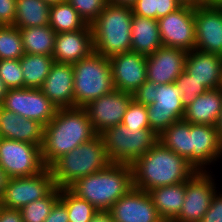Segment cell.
I'll return each instance as SVG.
<instances>
[{
  "instance_id": "1",
  "label": "cell",
  "mask_w": 222,
  "mask_h": 222,
  "mask_svg": "<svg viewBox=\"0 0 222 222\" xmlns=\"http://www.w3.org/2000/svg\"><path fill=\"white\" fill-rule=\"evenodd\" d=\"M97 135L84 108H60L44 126L42 160L48 168L62 155L78 148Z\"/></svg>"
},
{
  "instance_id": "2",
  "label": "cell",
  "mask_w": 222,
  "mask_h": 222,
  "mask_svg": "<svg viewBox=\"0 0 222 222\" xmlns=\"http://www.w3.org/2000/svg\"><path fill=\"white\" fill-rule=\"evenodd\" d=\"M133 187L149 192L186 182L196 170L180 155L157 142L131 164Z\"/></svg>"
},
{
  "instance_id": "3",
  "label": "cell",
  "mask_w": 222,
  "mask_h": 222,
  "mask_svg": "<svg viewBox=\"0 0 222 222\" xmlns=\"http://www.w3.org/2000/svg\"><path fill=\"white\" fill-rule=\"evenodd\" d=\"M133 188L131 165L110 163L99 172L77 179L68 189L97 210L112 205Z\"/></svg>"
},
{
  "instance_id": "4",
  "label": "cell",
  "mask_w": 222,
  "mask_h": 222,
  "mask_svg": "<svg viewBox=\"0 0 222 222\" xmlns=\"http://www.w3.org/2000/svg\"><path fill=\"white\" fill-rule=\"evenodd\" d=\"M130 5L108 3L91 24L94 52L110 58L131 51Z\"/></svg>"
},
{
  "instance_id": "5",
  "label": "cell",
  "mask_w": 222,
  "mask_h": 222,
  "mask_svg": "<svg viewBox=\"0 0 222 222\" xmlns=\"http://www.w3.org/2000/svg\"><path fill=\"white\" fill-rule=\"evenodd\" d=\"M110 164L100 135L62 155L48 168L58 188H68L77 179L99 172Z\"/></svg>"
},
{
  "instance_id": "6",
  "label": "cell",
  "mask_w": 222,
  "mask_h": 222,
  "mask_svg": "<svg viewBox=\"0 0 222 222\" xmlns=\"http://www.w3.org/2000/svg\"><path fill=\"white\" fill-rule=\"evenodd\" d=\"M73 65V107L83 108L89 102L115 90L109 58L93 52Z\"/></svg>"
},
{
  "instance_id": "7",
  "label": "cell",
  "mask_w": 222,
  "mask_h": 222,
  "mask_svg": "<svg viewBox=\"0 0 222 222\" xmlns=\"http://www.w3.org/2000/svg\"><path fill=\"white\" fill-rule=\"evenodd\" d=\"M110 163L131 165L158 141L152 129L137 130L119 124L100 134Z\"/></svg>"
},
{
  "instance_id": "8",
  "label": "cell",
  "mask_w": 222,
  "mask_h": 222,
  "mask_svg": "<svg viewBox=\"0 0 222 222\" xmlns=\"http://www.w3.org/2000/svg\"><path fill=\"white\" fill-rule=\"evenodd\" d=\"M139 97L146 103L150 129L158 135L183 118L182 94L175 82L147 84Z\"/></svg>"
},
{
  "instance_id": "9",
  "label": "cell",
  "mask_w": 222,
  "mask_h": 222,
  "mask_svg": "<svg viewBox=\"0 0 222 222\" xmlns=\"http://www.w3.org/2000/svg\"><path fill=\"white\" fill-rule=\"evenodd\" d=\"M0 168L9 178H18L39 174L47 167L41 145L0 138Z\"/></svg>"
},
{
  "instance_id": "10",
  "label": "cell",
  "mask_w": 222,
  "mask_h": 222,
  "mask_svg": "<svg viewBox=\"0 0 222 222\" xmlns=\"http://www.w3.org/2000/svg\"><path fill=\"white\" fill-rule=\"evenodd\" d=\"M195 172L185 182V198L176 222H200L219 189L213 171Z\"/></svg>"
},
{
  "instance_id": "11",
  "label": "cell",
  "mask_w": 222,
  "mask_h": 222,
  "mask_svg": "<svg viewBox=\"0 0 222 222\" xmlns=\"http://www.w3.org/2000/svg\"><path fill=\"white\" fill-rule=\"evenodd\" d=\"M1 106L23 118L47 125L56 115L58 108L40 89H8Z\"/></svg>"
},
{
  "instance_id": "12",
  "label": "cell",
  "mask_w": 222,
  "mask_h": 222,
  "mask_svg": "<svg viewBox=\"0 0 222 222\" xmlns=\"http://www.w3.org/2000/svg\"><path fill=\"white\" fill-rule=\"evenodd\" d=\"M55 184L49 168L39 174L9 178L0 205L7 209H21L29 203L45 197Z\"/></svg>"
},
{
  "instance_id": "13",
  "label": "cell",
  "mask_w": 222,
  "mask_h": 222,
  "mask_svg": "<svg viewBox=\"0 0 222 222\" xmlns=\"http://www.w3.org/2000/svg\"><path fill=\"white\" fill-rule=\"evenodd\" d=\"M163 46L187 52L195 49L194 5H182L157 20Z\"/></svg>"
},
{
  "instance_id": "14",
  "label": "cell",
  "mask_w": 222,
  "mask_h": 222,
  "mask_svg": "<svg viewBox=\"0 0 222 222\" xmlns=\"http://www.w3.org/2000/svg\"><path fill=\"white\" fill-rule=\"evenodd\" d=\"M116 90L139 96L147 85L146 56L135 52L109 58Z\"/></svg>"
},
{
  "instance_id": "15",
  "label": "cell",
  "mask_w": 222,
  "mask_h": 222,
  "mask_svg": "<svg viewBox=\"0 0 222 222\" xmlns=\"http://www.w3.org/2000/svg\"><path fill=\"white\" fill-rule=\"evenodd\" d=\"M134 97V94L115 89L84 106L95 132L100 135L105 130L121 124Z\"/></svg>"
},
{
  "instance_id": "16",
  "label": "cell",
  "mask_w": 222,
  "mask_h": 222,
  "mask_svg": "<svg viewBox=\"0 0 222 222\" xmlns=\"http://www.w3.org/2000/svg\"><path fill=\"white\" fill-rule=\"evenodd\" d=\"M195 49L222 56V8L194 5Z\"/></svg>"
},
{
  "instance_id": "17",
  "label": "cell",
  "mask_w": 222,
  "mask_h": 222,
  "mask_svg": "<svg viewBox=\"0 0 222 222\" xmlns=\"http://www.w3.org/2000/svg\"><path fill=\"white\" fill-rule=\"evenodd\" d=\"M187 51L161 46L153 54L146 56L147 84H171L185 68Z\"/></svg>"
},
{
  "instance_id": "18",
  "label": "cell",
  "mask_w": 222,
  "mask_h": 222,
  "mask_svg": "<svg viewBox=\"0 0 222 222\" xmlns=\"http://www.w3.org/2000/svg\"><path fill=\"white\" fill-rule=\"evenodd\" d=\"M221 157L222 143L216 126L191 124V166L197 172L209 171V166L216 165Z\"/></svg>"
},
{
  "instance_id": "19",
  "label": "cell",
  "mask_w": 222,
  "mask_h": 222,
  "mask_svg": "<svg viewBox=\"0 0 222 222\" xmlns=\"http://www.w3.org/2000/svg\"><path fill=\"white\" fill-rule=\"evenodd\" d=\"M115 222H157L161 217L147 191L133 187L110 208Z\"/></svg>"
},
{
  "instance_id": "20",
  "label": "cell",
  "mask_w": 222,
  "mask_h": 222,
  "mask_svg": "<svg viewBox=\"0 0 222 222\" xmlns=\"http://www.w3.org/2000/svg\"><path fill=\"white\" fill-rule=\"evenodd\" d=\"M94 52L91 25L82 30L57 33L52 55L56 63L74 64Z\"/></svg>"
},
{
  "instance_id": "21",
  "label": "cell",
  "mask_w": 222,
  "mask_h": 222,
  "mask_svg": "<svg viewBox=\"0 0 222 222\" xmlns=\"http://www.w3.org/2000/svg\"><path fill=\"white\" fill-rule=\"evenodd\" d=\"M184 70L207 90L222 86V56L193 49L187 53Z\"/></svg>"
},
{
  "instance_id": "22",
  "label": "cell",
  "mask_w": 222,
  "mask_h": 222,
  "mask_svg": "<svg viewBox=\"0 0 222 222\" xmlns=\"http://www.w3.org/2000/svg\"><path fill=\"white\" fill-rule=\"evenodd\" d=\"M73 89V65L54 62L40 90L60 109L73 107Z\"/></svg>"
},
{
  "instance_id": "23",
  "label": "cell",
  "mask_w": 222,
  "mask_h": 222,
  "mask_svg": "<svg viewBox=\"0 0 222 222\" xmlns=\"http://www.w3.org/2000/svg\"><path fill=\"white\" fill-rule=\"evenodd\" d=\"M44 126L4 109L0 105V138L41 145Z\"/></svg>"
},
{
  "instance_id": "24",
  "label": "cell",
  "mask_w": 222,
  "mask_h": 222,
  "mask_svg": "<svg viewBox=\"0 0 222 222\" xmlns=\"http://www.w3.org/2000/svg\"><path fill=\"white\" fill-rule=\"evenodd\" d=\"M222 109V88L207 90L185 107L183 118L191 124L215 126Z\"/></svg>"
},
{
  "instance_id": "25",
  "label": "cell",
  "mask_w": 222,
  "mask_h": 222,
  "mask_svg": "<svg viewBox=\"0 0 222 222\" xmlns=\"http://www.w3.org/2000/svg\"><path fill=\"white\" fill-rule=\"evenodd\" d=\"M163 46L156 19L132 16L131 51L145 56L153 54Z\"/></svg>"
},
{
  "instance_id": "26",
  "label": "cell",
  "mask_w": 222,
  "mask_h": 222,
  "mask_svg": "<svg viewBox=\"0 0 222 222\" xmlns=\"http://www.w3.org/2000/svg\"><path fill=\"white\" fill-rule=\"evenodd\" d=\"M161 218L176 219L185 198V182L157 187L148 192Z\"/></svg>"
},
{
  "instance_id": "27",
  "label": "cell",
  "mask_w": 222,
  "mask_h": 222,
  "mask_svg": "<svg viewBox=\"0 0 222 222\" xmlns=\"http://www.w3.org/2000/svg\"><path fill=\"white\" fill-rule=\"evenodd\" d=\"M19 29L22 37L24 53L42 54L47 56L53 55L57 33L50 27V25Z\"/></svg>"
},
{
  "instance_id": "28",
  "label": "cell",
  "mask_w": 222,
  "mask_h": 222,
  "mask_svg": "<svg viewBox=\"0 0 222 222\" xmlns=\"http://www.w3.org/2000/svg\"><path fill=\"white\" fill-rule=\"evenodd\" d=\"M51 4L44 0H16V18L13 26L28 28L49 25Z\"/></svg>"
},
{
  "instance_id": "29",
  "label": "cell",
  "mask_w": 222,
  "mask_h": 222,
  "mask_svg": "<svg viewBox=\"0 0 222 222\" xmlns=\"http://www.w3.org/2000/svg\"><path fill=\"white\" fill-rule=\"evenodd\" d=\"M159 142L191 165V123L184 119L174 122L159 135Z\"/></svg>"
},
{
  "instance_id": "30",
  "label": "cell",
  "mask_w": 222,
  "mask_h": 222,
  "mask_svg": "<svg viewBox=\"0 0 222 222\" xmlns=\"http://www.w3.org/2000/svg\"><path fill=\"white\" fill-rule=\"evenodd\" d=\"M54 62L52 56L25 53L20 58L24 88L40 89Z\"/></svg>"
},
{
  "instance_id": "31",
  "label": "cell",
  "mask_w": 222,
  "mask_h": 222,
  "mask_svg": "<svg viewBox=\"0 0 222 222\" xmlns=\"http://www.w3.org/2000/svg\"><path fill=\"white\" fill-rule=\"evenodd\" d=\"M49 25L56 33L82 30L87 26L67 1L51 4Z\"/></svg>"
},
{
  "instance_id": "32",
  "label": "cell",
  "mask_w": 222,
  "mask_h": 222,
  "mask_svg": "<svg viewBox=\"0 0 222 222\" xmlns=\"http://www.w3.org/2000/svg\"><path fill=\"white\" fill-rule=\"evenodd\" d=\"M59 200L67 207L69 222H90L98 211L92 204L77 197L68 188L60 189Z\"/></svg>"
},
{
  "instance_id": "33",
  "label": "cell",
  "mask_w": 222,
  "mask_h": 222,
  "mask_svg": "<svg viewBox=\"0 0 222 222\" xmlns=\"http://www.w3.org/2000/svg\"><path fill=\"white\" fill-rule=\"evenodd\" d=\"M60 199V188L55 186L45 197L23 206V222H44L54 204Z\"/></svg>"
},
{
  "instance_id": "34",
  "label": "cell",
  "mask_w": 222,
  "mask_h": 222,
  "mask_svg": "<svg viewBox=\"0 0 222 222\" xmlns=\"http://www.w3.org/2000/svg\"><path fill=\"white\" fill-rule=\"evenodd\" d=\"M182 5L179 0H136L131 6L133 14L158 20Z\"/></svg>"
},
{
  "instance_id": "35",
  "label": "cell",
  "mask_w": 222,
  "mask_h": 222,
  "mask_svg": "<svg viewBox=\"0 0 222 222\" xmlns=\"http://www.w3.org/2000/svg\"><path fill=\"white\" fill-rule=\"evenodd\" d=\"M24 54L20 29L0 25V60L20 59Z\"/></svg>"
},
{
  "instance_id": "36",
  "label": "cell",
  "mask_w": 222,
  "mask_h": 222,
  "mask_svg": "<svg viewBox=\"0 0 222 222\" xmlns=\"http://www.w3.org/2000/svg\"><path fill=\"white\" fill-rule=\"evenodd\" d=\"M121 124L137 130L150 129L146 103L139 96L131 100Z\"/></svg>"
},
{
  "instance_id": "37",
  "label": "cell",
  "mask_w": 222,
  "mask_h": 222,
  "mask_svg": "<svg viewBox=\"0 0 222 222\" xmlns=\"http://www.w3.org/2000/svg\"><path fill=\"white\" fill-rule=\"evenodd\" d=\"M0 79L8 89L24 88V77L20 59L0 60Z\"/></svg>"
},
{
  "instance_id": "38",
  "label": "cell",
  "mask_w": 222,
  "mask_h": 222,
  "mask_svg": "<svg viewBox=\"0 0 222 222\" xmlns=\"http://www.w3.org/2000/svg\"><path fill=\"white\" fill-rule=\"evenodd\" d=\"M176 85L182 94V104L187 107L192 103L200 94H203L207 89L191 77L185 70L175 81Z\"/></svg>"
},
{
  "instance_id": "39",
  "label": "cell",
  "mask_w": 222,
  "mask_h": 222,
  "mask_svg": "<svg viewBox=\"0 0 222 222\" xmlns=\"http://www.w3.org/2000/svg\"><path fill=\"white\" fill-rule=\"evenodd\" d=\"M80 17L91 25L108 4V0H66Z\"/></svg>"
},
{
  "instance_id": "40",
  "label": "cell",
  "mask_w": 222,
  "mask_h": 222,
  "mask_svg": "<svg viewBox=\"0 0 222 222\" xmlns=\"http://www.w3.org/2000/svg\"><path fill=\"white\" fill-rule=\"evenodd\" d=\"M200 222H222V191L217 190L211 204Z\"/></svg>"
},
{
  "instance_id": "41",
  "label": "cell",
  "mask_w": 222,
  "mask_h": 222,
  "mask_svg": "<svg viewBox=\"0 0 222 222\" xmlns=\"http://www.w3.org/2000/svg\"><path fill=\"white\" fill-rule=\"evenodd\" d=\"M16 18V0H0V25L13 26Z\"/></svg>"
},
{
  "instance_id": "42",
  "label": "cell",
  "mask_w": 222,
  "mask_h": 222,
  "mask_svg": "<svg viewBox=\"0 0 222 222\" xmlns=\"http://www.w3.org/2000/svg\"><path fill=\"white\" fill-rule=\"evenodd\" d=\"M44 222H69L67 207L58 200Z\"/></svg>"
},
{
  "instance_id": "43",
  "label": "cell",
  "mask_w": 222,
  "mask_h": 222,
  "mask_svg": "<svg viewBox=\"0 0 222 222\" xmlns=\"http://www.w3.org/2000/svg\"><path fill=\"white\" fill-rule=\"evenodd\" d=\"M0 222H23L19 209H7L0 205Z\"/></svg>"
},
{
  "instance_id": "44",
  "label": "cell",
  "mask_w": 222,
  "mask_h": 222,
  "mask_svg": "<svg viewBox=\"0 0 222 222\" xmlns=\"http://www.w3.org/2000/svg\"><path fill=\"white\" fill-rule=\"evenodd\" d=\"M90 222H115L110 211L98 210Z\"/></svg>"
},
{
  "instance_id": "45",
  "label": "cell",
  "mask_w": 222,
  "mask_h": 222,
  "mask_svg": "<svg viewBox=\"0 0 222 222\" xmlns=\"http://www.w3.org/2000/svg\"><path fill=\"white\" fill-rule=\"evenodd\" d=\"M8 180L9 176L5 173V171L2 168H0V198L4 193Z\"/></svg>"
},
{
  "instance_id": "46",
  "label": "cell",
  "mask_w": 222,
  "mask_h": 222,
  "mask_svg": "<svg viewBox=\"0 0 222 222\" xmlns=\"http://www.w3.org/2000/svg\"><path fill=\"white\" fill-rule=\"evenodd\" d=\"M215 126H216V129L218 131L219 139L222 143V109L220 111L219 118H218L217 123H216Z\"/></svg>"
},
{
  "instance_id": "47",
  "label": "cell",
  "mask_w": 222,
  "mask_h": 222,
  "mask_svg": "<svg viewBox=\"0 0 222 222\" xmlns=\"http://www.w3.org/2000/svg\"><path fill=\"white\" fill-rule=\"evenodd\" d=\"M8 88L6 87L5 83L0 79V105L6 95Z\"/></svg>"
},
{
  "instance_id": "48",
  "label": "cell",
  "mask_w": 222,
  "mask_h": 222,
  "mask_svg": "<svg viewBox=\"0 0 222 222\" xmlns=\"http://www.w3.org/2000/svg\"><path fill=\"white\" fill-rule=\"evenodd\" d=\"M136 0H108V3L120 5H132Z\"/></svg>"
},
{
  "instance_id": "49",
  "label": "cell",
  "mask_w": 222,
  "mask_h": 222,
  "mask_svg": "<svg viewBox=\"0 0 222 222\" xmlns=\"http://www.w3.org/2000/svg\"><path fill=\"white\" fill-rule=\"evenodd\" d=\"M206 6L222 8V0H210Z\"/></svg>"
},
{
  "instance_id": "50",
  "label": "cell",
  "mask_w": 222,
  "mask_h": 222,
  "mask_svg": "<svg viewBox=\"0 0 222 222\" xmlns=\"http://www.w3.org/2000/svg\"><path fill=\"white\" fill-rule=\"evenodd\" d=\"M210 0H189V5H206Z\"/></svg>"
},
{
  "instance_id": "51",
  "label": "cell",
  "mask_w": 222,
  "mask_h": 222,
  "mask_svg": "<svg viewBox=\"0 0 222 222\" xmlns=\"http://www.w3.org/2000/svg\"><path fill=\"white\" fill-rule=\"evenodd\" d=\"M157 222H176L174 219L160 218Z\"/></svg>"
},
{
  "instance_id": "52",
  "label": "cell",
  "mask_w": 222,
  "mask_h": 222,
  "mask_svg": "<svg viewBox=\"0 0 222 222\" xmlns=\"http://www.w3.org/2000/svg\"><path fill=\"white\" fill-rule=\"evenodd\" d=\"M44 1L47 2V3H50V4H55V3L63 2V1H66V0H44Z\"/></svg>"
},
{
  "instance_id": "53",
  "label": "cell",
  "mask_w": 222,
  "mask_h": 222,
  "mask_svg": "<svg viewBox=\"0 0 222 222\" xmlns=\"http://www.w3.org/2000/svg\"><path fill=\"white\" fill-rule=\"evenodd\" d=\"M183 5H189V0H179Z\"/></svg>"
}]
</instances>
